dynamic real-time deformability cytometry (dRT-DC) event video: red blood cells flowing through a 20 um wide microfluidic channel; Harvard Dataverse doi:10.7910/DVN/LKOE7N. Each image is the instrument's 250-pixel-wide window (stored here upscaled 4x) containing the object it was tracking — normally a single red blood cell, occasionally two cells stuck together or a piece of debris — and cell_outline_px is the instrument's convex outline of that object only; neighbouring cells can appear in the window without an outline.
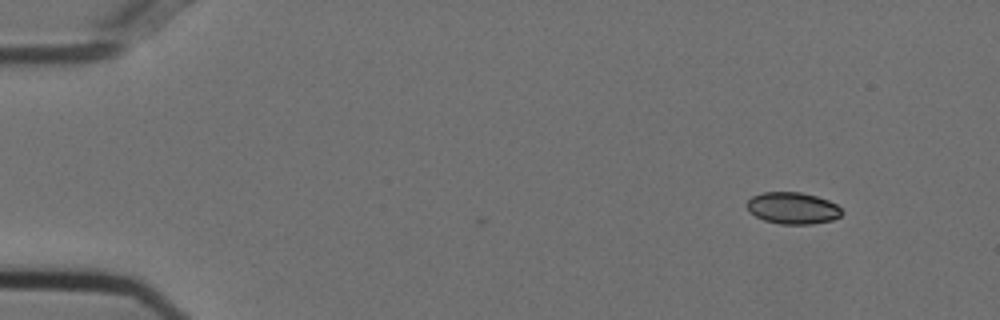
{"species": "Egyptian fruit bat (a non-hibernating species)", "species_latin": "Rousettus aegyptiacus", "temperature_condition": "cold", "stored_images_in_passage": 2, "camera_frame_rate_fps": 3000, "um_per_image_px": 0.085, "animal": {"sex": "female"}, "frame": {"image": 1, "passage_image": 2, "time_ms": 0.333, "image_size_px": [1000, 320], "cell_outline_px": [[844, 212], [840, 216], [832, 220], [812, 224], [780, 224], [764, 220], [748, 212], [744, 204], [752, 196], [764, 192], [800, 192], [816, 196], [828, 200], [836, 204]], "centroid_in_image_um": [67.35, 17.69], "position_along_channel_um": 17.6, "area_um2": 17.69}}